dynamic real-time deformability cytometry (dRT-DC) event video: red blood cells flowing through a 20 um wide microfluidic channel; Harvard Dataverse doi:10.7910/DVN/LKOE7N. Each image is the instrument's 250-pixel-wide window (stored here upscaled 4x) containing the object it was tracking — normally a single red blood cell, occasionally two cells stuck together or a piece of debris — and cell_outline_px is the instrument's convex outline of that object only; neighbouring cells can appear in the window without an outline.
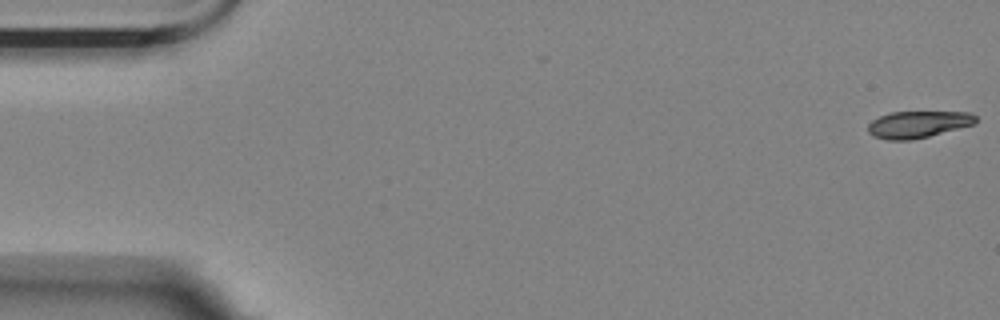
{"species": "Egyptian fruit bat (a non-hibernating species)", "species_latin": "Rousettus aegyptiacus", "temperature_condition": "room temperature", "stored_images_in_passage": 7, "camera_frame_rate_fps": 3000, "um_per_image_px": 0.085, "animal": {"sex": "female"}, "frame": {"image": 1, "passage_image": 1, "time_ms": 0.0, "image_size_px": [1000, 320], "cell_outline_px": [[976, 124], [912, 140], [888, 140], [872, 136], [868, 132], [868, 124], [872, 120], [880, 116], [892, 112], [972, 112], [976, 116]], "centroid_in_image_um": [78.03, 10.57], "position_along_channel_um": 7.0, "area_um2": 16.88}}
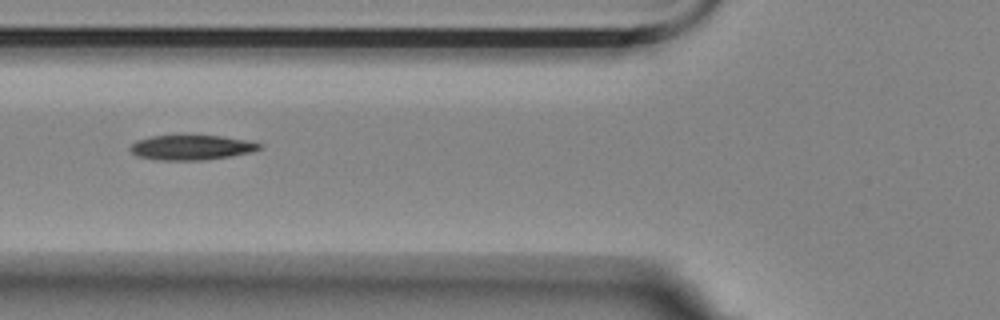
{"frame": {"image": 2, "passage_image": 6, "time_ms": 1.667, "image_size_px": [1000, 320], "cell_outline_px": [[264, 148], [252, 152], [232, 156], [204, 160], [156, 160], [136, 156], [128, 148], [136, 140], [152, 136], [220, 136], [252, 140], [260, 144]], "centroid_in_image_um": [16.31, 12.54], "position_along_channel_um": 109.5, "area_um2": 18.9}}
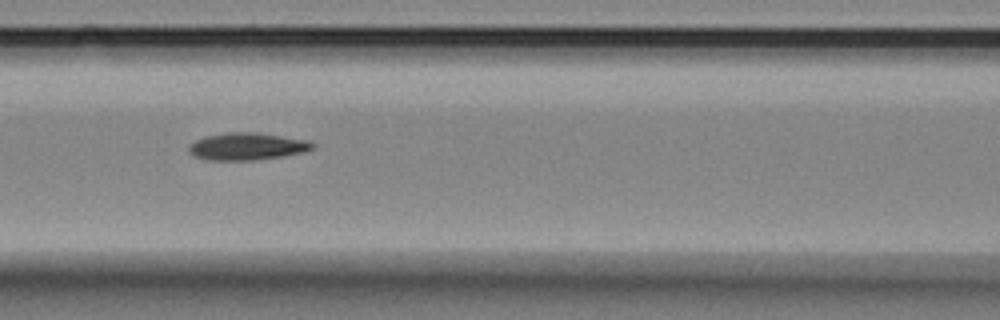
{"frame": {"image": 3, "passage_image": 7, "time_ms": 2.0, "image_size_px": [1000, 320], "cell_outline_px": [[316, 148], [304, 152], [284, 156], [256, 160], [204, 160], [192, 156], [188, 152], [188, 144], [204, 136], [228, 132], [252, 132], [308, 140], [316, 144]], "centroid_in_image_um": [20.97, 12.45], "position_along_channel_um": 145.6, "area_um2": 19.94}}